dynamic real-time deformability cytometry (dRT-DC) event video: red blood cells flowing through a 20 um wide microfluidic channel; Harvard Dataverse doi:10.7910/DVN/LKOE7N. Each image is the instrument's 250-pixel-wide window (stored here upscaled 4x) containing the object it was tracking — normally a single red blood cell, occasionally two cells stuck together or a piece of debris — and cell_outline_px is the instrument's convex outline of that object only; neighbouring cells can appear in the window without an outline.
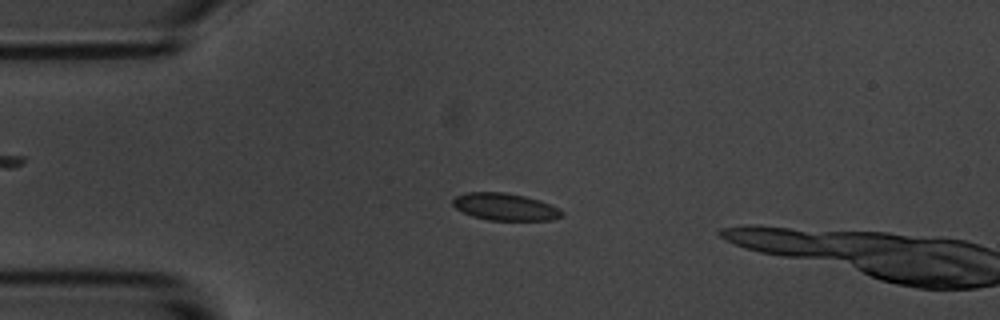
{"species": "common noctule bat (a hibernating species)", "species_latin": "Nyctalus noctula", "temperature_condition": "room temperature", "stored_images_in_passage": 15, "camera_frame_rate_fps": 3000, "um_per_image_px": 0.085, "animal": {"sex": "male", "body_mass_g": 20.1, "forearm_length_mm": 53.5}, "frame": {"image": 1, "passage_image": 13, "time_ms": 4.0, "image_size_px": [1000, 320], "cell_outline_px": [[564, 216], [552, 220], [488, 220], [472, 216], [456, 208], [452, 204], [452, 200], [456, 196], [468, 192], [504, 192], [524, 196], [540, 200], [560, 208], [564, 212]], "centroid_in_image_um": [42.97, 17.58], "position_along_channel_um": 42.0, "area_um2": 17.34}}